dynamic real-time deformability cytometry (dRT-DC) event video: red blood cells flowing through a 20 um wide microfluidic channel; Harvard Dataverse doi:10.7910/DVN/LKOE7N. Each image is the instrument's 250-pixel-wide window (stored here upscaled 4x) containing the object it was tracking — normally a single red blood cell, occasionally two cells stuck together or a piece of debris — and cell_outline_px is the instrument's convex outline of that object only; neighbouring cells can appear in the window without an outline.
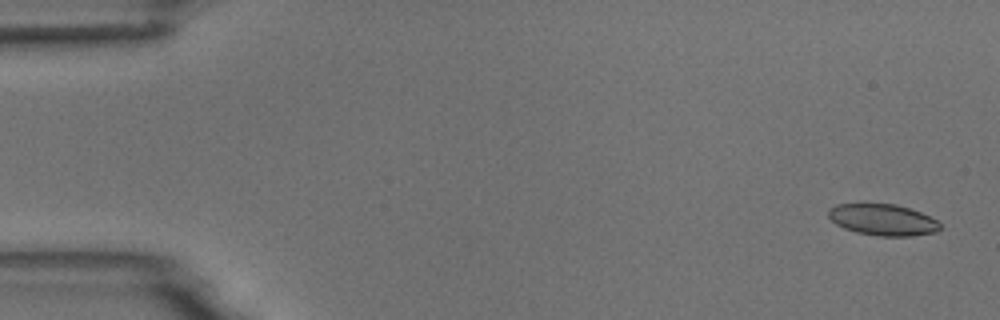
{"species": "common noctule bat (a hibernating species)", "species_latin": "Nyctalus noctula", "temperature_condition": "room temperature", "stored_images_in_passage": 4, "camera_frame_rate_fps": 3000, "um_per_image_px": 0.085, "animal": {"sex": "male", "body_mass_g": 18.8}, "frame": {"image": 1, "passage_image": 1, "time_ms": 0.0, "image_size_px": [1000, 320], "cell_outline_px": [[940, 228], [936, 232], [912, 236], [880, 236], [856, 232], [844, 228], [836, 224], [828, 216], [828, 208], [836, 204], [860, 200], [896, 204], [920, 212], [936, 220], [940, 224]], "centroid_in_image_um": [74.95, 18.62], "position_along_channel_um": 10.0, "area_um2": 21.15}}